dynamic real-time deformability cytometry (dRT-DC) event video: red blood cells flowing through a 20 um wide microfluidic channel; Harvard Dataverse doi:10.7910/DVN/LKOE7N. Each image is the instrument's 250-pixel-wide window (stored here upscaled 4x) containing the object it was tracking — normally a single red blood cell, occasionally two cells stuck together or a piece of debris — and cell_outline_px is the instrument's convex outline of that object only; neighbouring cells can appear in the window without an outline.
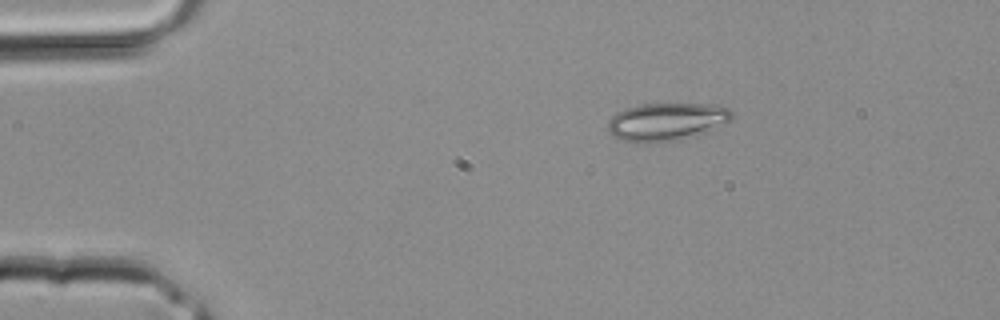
{"species": "common noctule bat (a hibernating species)", "species_latin": "Nyctalus noctula", "temperature_condition": "room temperature", "stored_images_in_passage": 3, "camera_frame_rate_fps": 3000, "um_per_image_px": 0.085, "animal": {"sex": "male", "body_mass_g": 20.4}, "frame": {"image": 1, "passage_image": 1, "time_ms": 0.0, "image_size_px": [1000, 320], "cell_outline_px": [[732, 120], [676, 140], [644, 144], [616, 140], [608, 132], [608, 120], [616, 112], [624, 108], [640, 104], [716, 104], [728, 108], [732, 112]], "centroid_in_image_um": [56.53, 10.34], "position_along_channel_um": 28.5, "area_um2": 27.22}}